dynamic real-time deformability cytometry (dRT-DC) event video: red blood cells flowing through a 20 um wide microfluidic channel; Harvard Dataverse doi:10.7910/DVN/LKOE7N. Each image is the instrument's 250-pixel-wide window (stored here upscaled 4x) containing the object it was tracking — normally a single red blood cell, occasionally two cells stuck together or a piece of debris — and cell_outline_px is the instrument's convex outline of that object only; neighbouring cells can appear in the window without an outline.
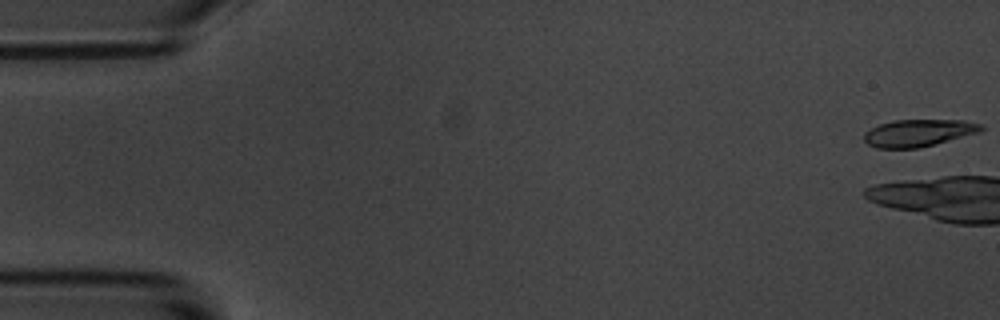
{"species": "common noctule bat (a hibernating species)", "species_latin": "Nyctalus noctula", "temperature_condition": "room temperature", "stored_images_in_passage": 6, "camera_frame_rate_fps": 3000, "um_per_image_px": 0.085, "animal": {"sex": "male", "body_mass_g": 20.1, "forearm_length_mm": 53.5}, "frame": {"image": 1, "passage_image": 1, "time_ms": 0.0, "image_size_px": [1000, 320], "cell_outline_px": [[984, 128], [980, 132], [936, 144], [916, 148], [876, 148], [868, 144], [864, 140], [864, 132], [880, 124], [892, 120], [964, 120], [984, 124]], "centroid_in_image_um": [78.1, 11.29], "position_along_channel_um": 6.9, "area_um2": 18.61}}